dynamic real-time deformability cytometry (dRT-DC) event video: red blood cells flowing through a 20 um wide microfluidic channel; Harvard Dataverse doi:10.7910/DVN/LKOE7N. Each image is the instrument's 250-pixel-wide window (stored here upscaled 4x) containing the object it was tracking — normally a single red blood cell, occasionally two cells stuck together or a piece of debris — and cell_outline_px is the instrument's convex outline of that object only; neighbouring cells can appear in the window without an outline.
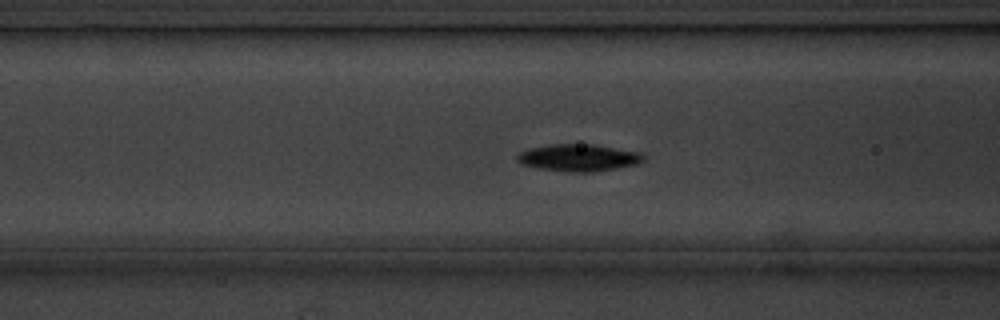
{"species": "common noctule bat (a hibernating species)", "species_latin": "Nyctalus noctula", "temperature_condition": "cold", "stored_images_in_passage": 42, "camera_frame_rate_fps": 3000, "um_per_image_px": 0.085, "animal": {"sex": "male", "body_mass_g": 20.1, "forearm_length_mm": 53.5}, "frame": {"image": 1, "passage_image": 7, "time_ms": 2.0, "image_size_px": [1000, 320], "cell_outline_px": [[648, 156], [640, 164], [592, 172], [572, 172], [540, 168], [524, 164], [516, 160], [516, 156], [520, 152], [528, 148], [548, 144], [596, 144], [640, 152]], "centroid_in_image_um": [49.24, 13.39], "position_along_channel_um": 117.4, "area_um2": 20.11}}
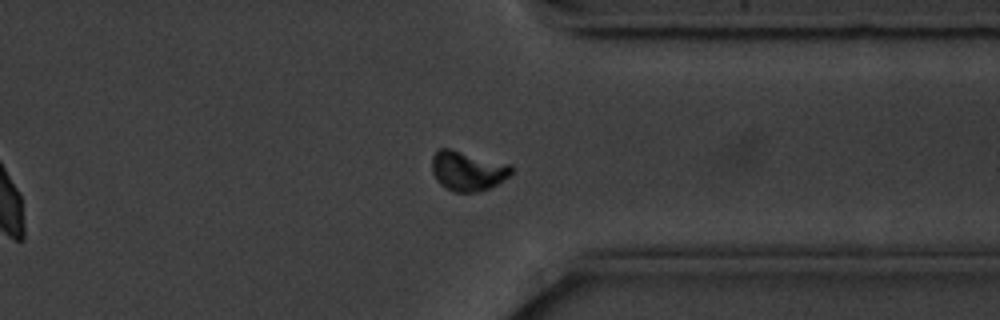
{"frame": {"image": 2, "passage_image": 29, "time_ms": 9.333, "image_size_px": [1000, 320], "cell_outline_px": [[512, 172], [504, 180], [488, 188], [476, 192], [452, 192], [444, 188], [436, 180], [432, 172], [432, 156], [440, 148], [452, 148], [512, 164]], "centroid_in_image_um": [39.74, 14.51], "position_along_channel_um": 371.7, "area_um2": 18.67}}
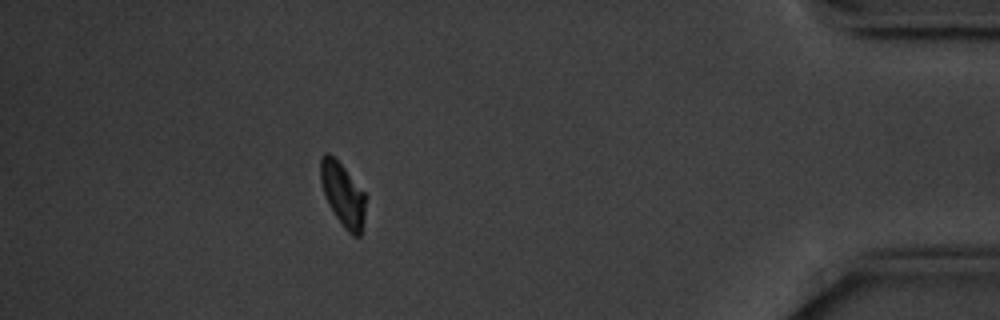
{"frame": {"image": 3, "passage_image": 36, "time_ms": 11.667, "image_size_px": [1000, 320], "cell_outline_px": [[368, 196], [364, 220], [360, 236], [352, 236], [344, 228], [328, 204], [320, 180], [320, 156], [324, 152], [328, 152], [344, 168]], "centroid_in_image_um": [29.16, 16.54], "position_along_channel_um": 406.0, "area_um2": 16.82}, "authors_computed_cell_mechanics": {"area_um2": 18.4671, "velocity_mm_per_s": 3.5016, "shape_relaxation_time_tau1_ms": 1.9063, "shape_relaxation_time_tau2_ms": null, "deformation_change_tau1": 0.1108, "deformation_change_tau2": null}}